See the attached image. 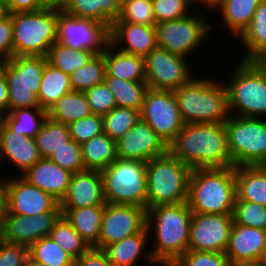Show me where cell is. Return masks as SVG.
<instances>
[{
	"instance_id": "obj_37",
	"label": "cell",
	"mask_w": 266,
	"mask_h": 266,
	"mask_svg": "<svg viewBox=\"0 0 266 266\" xmlns=\"http://www.w3.org/2000/svg\"><path fill=\"white\" fill-rule=\"evenodd\" d=\"M95 54L89 50L72 49L55 42L46 56L49 64L72 75L82 68Z\"/></svg>"
},
{
	"instance_id": "obj_8",
	"label": "cell",
	"mask_w": 266,
	"mask_h": 266,
	"mask_svg": "<svg viewBox=\"0 0 266 266\" xmlns=\"http://www.w3.org/2000/svg\"><path fill=\"white\" fill-rule=\"evenodd\" d=\"M101 174L106 203L147 209L145 161L117 158Z\"/></svg>"
},
{
	"instance_id": "obj_12",
	"label": "cell",
	"mask_w": 266,
	"mask_h": 266,
	"mask_svg": "<svg viewBox=\"0 0 266 266\" xmlns=\"http://www.w3.org/2000/svg\"><path fill=\"white\" fill-rule=\"evenodd\" d=\"M145 121L169 145L184 127L175 94L148 88L140 111Z\"/></svg>"
},
{
	"instance_id": "obj_26",
	"label": "cell",
	"mask_w": 266,
	"mask_h": 266,
	"mask_svg": "<svg viewBox=\"0 0 266 266\" xmlns=\"http://www.w3.org/2000/svg\"><path fill=\"white\" fill-rule=\"evenodd\" d=\"M105 76L128 81H145L144 57L120 51L110 42L104 50Z\"/></svg>"
},
{
	"instance_id": "obj_11",
	"label": "cell",
	"mask_w": 266,
	"mask_h": 266,
	"mask_svg": "<svg viewBox=\"0 0 266 266\" xmlns=\"http://www.w3.org/2000/svg\"><path fill=\"white\" fill-rule=\"evenodd\" d=\"M199 14V15H196ZM190 14L184 18L156 23L157 46L184 58L193 56L213 33V21L206 14ZM209 21H212L209 22ZM192 54V55H191Z\"/></svg>"
},
{
	"instance_id": "obj_54",
	"label": "cell",
	"mask_w": 266,
	"mask_h": 266,
	"mask_svg": "<svg viewBox=\"0 0 266 266\" xmlns=\"http://www.w3.org/2000/svg\"><path fill=\"white\" fill-rule=\"evenodd\" d=\"M0 113H9V89L3 74L0 76Z\"/></svg>"
},
{
	"instance_id": "obj_43",
	"label": "cell",
	"mask_w": 266,
	"mask_h": 266,
	"mask_svg": "<svg viewBox=\"0 0 266 266\" xmlns=\"http://www.w3.org/2000/svg\"><path fill=\"white\" fill-rule=\"evenodd\" d=\"M113 22H127L155 26L152 0H123L119 18Z\"/></svg>"
},
{
	"instance_id": "obj_18",
	"label": "cell",
	"mask_w": 266,
	"mask_h": 266,
	"mask_svg": "<svg viewBox=\"0 0 266 266\" xmlns=\"http://www.w3.org/2000/svg\"><path fill=\"white\" fill-rule=\"evenodd\" d=\"M4 177L7 212L33 216L53 210L60 202L51 194L30 184L21 175Z\"/></svg>"
},
{
	"instance_id": "obj_28",
	"label": "cell",
	"mask_w": 266,
	"mask_h": 266,
	"mask_svg": "<svg viewBox=\"0 0 266 266\" xmlns=\"http://www.w3.org/2000/svg\"><path fill=\"white\" fill-rule=\"evenodd\" d=\"M262 0H223L212 12L218 10L223 26L236 40L249 26L253 15Z\"/></svg>"
},
{
	"instance_id": "obj_31",
	"label": "cell",
	"mask_w": 266,
	"mask_h": 266,
	"mask_svg": "<svg viewBox=\"0 0 266 266\" xmlns=\"http://www.w3.org/2000/svg\"><path fill=\"white\" fill-rule=\"evenodd\" d=\"M239 39V40H238ZM243 46L240 60H251L261 54H266V0L257 7L249 26L237 38Z\"/></svg>"
},
{
	"instance_id": "obj_13",
	"label": "cell",
	"mask_w": 266,
	"mask_h": 266,
	"mask_svg": "<svg viewBox=\"0 0 266 266\" xmlns=\"http://www.w3.org/2000/svg\"><path fill=\"white\" fill-rule=\"evenodd\" d=\"M57 42L72 49L101 54L110 42L109 28L103 23L79 18L66 11L57 12Z\"/></svg>"
},
{
	"instance_id": "obj_42",
	"label": "cell",
	"mask_w": 266,
	"mask_h": 266,
	"mask_svg": "<svg viewBox=\"0 0 266 266\" xmlns=\"http://www.w3.org/2000/svg\"><path fill=\"white\" fill-rule=\"evenodd\" d=\"M102 118L104 133L117 142L140 120V111L116 106Z\"/></svg>"
},
{
	"instance_id": "obj_17",
	"label": "cell",
	"mask_w": 266,
	"mask_h": 266,
	"mask_svg": "<svg viewBox=\"0 0 266 266\" xmlns=\"http://www.w3.org/2000/svg\"><path fill=\"white\" fill-rule=\"evenodd\" d=\"M61 216L60 203L53 210L39 215L22 216L6 212L0 239L30 247L37 240L49 236Z\"/></svg>"
},
{
	"instance_id": "obj_9",
	"label": "cell",
	"mask_w": 266,
	"mask_h": 266,
	"mask_svg": "<svg viewBox=\"0 0 266 266\" xmlns=\"http://www.w3.org/2000/svg\"><path fill=\"white\" fill-rule=\"evenodd\" d=\"M224 125L233 167L266 165V119L229 116Z\"/></svg>"
},
{
	"instance_id": "obj_40",
	"label": "cell",
	"mask_w": 266,
	"mask_h": 266,
	"mask_svg": "<svg viewBox=\"0 0 266 266\" xmlns=\"http://www.w3.org/2000/svg\"><path fill=\"white\" fill-rule=\"evenodd\" d=\"M29 256L47 266H75V259L50 236L37 240L29 247Z\"/></svg>"
},
{
	"instance_id": "obj_23",
	"label": "cell",
	"mask_w": 266,
	"mask_h": 266,
	"mask_svg": "<svg viewBox=\"0 0 266 266\" xmlns=\"http://www.w3.org/2000/svg\"><path fill=\"white\" fill-rule=\"evenodd\" d=\"M4 159L17 168L19 175L36 164L41 156L35 138L22 136L11 131L4 123L0 127V172ZM3 161V162H2ZM4 163V164H2ZM2 164V165H1Z\"/></svg>"
},
{
	"instance_id": "obj_10",
	"label": "cell",
	"mask_w": 266,
	"mask_h": 266,
	"mask_svg": "<svg viewBox=\"0 0 266 266\" xmlns=\"http://www.w3.org/2000/svg\"><path fill=\"white\" fill-rule=\"evenodd\" d=\"M46 66L45 56H13L3 65L9 89V112L40 107L37 96Z\"/></svg>"
},
{
	"instance_id": "obj_51",
	"label": "cell",
	"mask_w": 266,
	"mask_h": 266,
	"mask_svg": "<svg viewBox=\"0 0 266 266\" xmlns=\"http://www.w3.org/2000/svg\"><path fill=\"white\" fill-rule=\"evenodd\" d=\"M13 57V32L11 14L0 21V60L8 61Z\"/></svg>"
},
{
	"instance_id": "obj_36",
	"label": "cell",
	"mask_w": 266,
	"mask_h": 266,
	"mask_svg": "<svg viewBox=\"0 0 266 266\" xmlns=\"http://www.w3.org/2000/svg\"><path fill=\"white\" fill-rule=\"evenodd\" d=\"M104 83L113 93L117 107L141 111L148 84L145 81H128L105 76Z\"/></svg>"
},
{
	"instance_id": "obj_56",
	"label": "cell",
	"mask_w": 266,
	"mask_h": 266,
	"mask_svg": "<svg viewBox=\"0 0 266 266\" xmlns=\"http://www.w3.org/2000/svg\"><path fill=\"white\" fill-rule=\"evenodd\" d=\"M0 174V230L3 226V222L5 219V215L7 212V205H6V193H5V185H4V176ZM3 176V177H2Z\"/></svg>"
},
{
	"instance_id": "obj_3",
	"label": "cell",
	"mask_w": 266,
	"mask_h": 266,
	"mask_svg": "<svg viewBox=\"0 0 266 266\" xmlns=\"http://www.w3.org/2000/svg\"><path fill=\"white\" fill-rule=\"evenodd\" d=\"M196 77L174 90L181 118L186 123H225L230 116L223 80Z\"/></svg>"
},
{
	"instance_id": "obj_57",
	"label": "cell",
	"mask_w": 266,
	"mask_h": 266,
	"mask_svg": "<svg viewBox=\"0 0 266 266\" xmlns=\"http://www.w3.org/2000/svg\"><path fill=\"white\" fill-rule=\"evenodd\" d=\"M263 74L266 79V55L261 54L250 60Z\"/></svg>"
},
{
	"instance_id": "obj_55",
	"label": "cell",
	"mask_w": 266,
	"mask_h": 266,
	"mask_svg": "<svg viewBox=\"0 0 266 266\" xmlns=\"http://www.w3.org/2000/svg\"><path fill=\"white\" fill-rule=\"evenodd\" d=\"M67 0H40V10L65 11Z\"/></svg>"
},
{
	"instance_id": "obj_16",
	"label": "cell",
	"mask_w": 266,
	"mask_h": 266,
	"mask_svg": "<svg viewBox=\"0 0 266 266\" xmlns=\"http://www.w3.org/2000/svg\"><path fill=\"white\" fill-rule=\"evenodd\" d=\"M232 224V214L193 213L188 250L225 253Z\"/></svg>"
},
{
	"instance_id": "obj_48",
	"label": "cell",
	"mask_w": 266,
	"mask_h": 266,
	"mask_svg": "<svg viewBox=\"0 0 266 266\" xmlns=\"http://www.w3.org/2000/svg\"><path fill=\"white\" fill-rule=\"evenodd\" d=\"M172 266H233L225 253L188 250Z\"/></svg>"
},
{
	"instance_id": "obj_22",
	"label": "cell",
	"mask_w": 266,
	"mask_h": 266,
	"mask_svg": "<svg viewBox=\"0 0 266 266\" xmlns=\"http://www.w3.org/2000/svg\"><path fill=\"white\" fill-rule=\"evenodd\" d=\"M110 43L120 51L145 57L157 47L155 26L113 22Z\"/></svg>"
},
{
	"instance_id": "obj_30",
	"label": "cell",
	"mask_w": 266,
	"mask_h": 266,
	"mask_svg": "<svg viewBox=\"0 0 266 266\" xmlns=\"http://www.w3.org/2000/svg\"><path fill=\"white\" fill-rule=\"evenodd\" d=\"M104 207L61 208V210L62 215L80 236L90 247H94L99 240Z\"/></svg>"
},
{
	"instance_id": "obj_62",
	"label": "cell",
	"mask_w": 266,
	"mask_h": 266,
	"mask_svg": "<svg viewBox=\"0 0 266 266\" xmlns=\"http://www.w3.org/2000/svg\"><path fill=\"white\" fill-rule=\"evenodd\" d=\"M5 61L0 60V76L3 74V65H4Z\"/></svg>"
},
{
	"instance_id": "obj_44",
	"label": "cell",
	"mask_w": 266,
	"mask_h": 266,
	"mask_svg": "<svg viewBox=\"0 0 266 266\" xmlns=\"http://www.w3.org/2000/svg\"><path fill=\"white\" fill-rule=\"evenodd\" d=\"M233 223L266 230V206L244 200H235Z\"/></svg>"
},
{
	"instance_id": "obj_2",
	"label": "cell",
	"mask_w": 266,
	"mask_h": 266,
	"mask_svg": "<svg viewBox=\"0 0 266 266\" xmlns=\"http://www.w3.org/2000/svg\"><path fill=\"white\" fill-rule=\"evenodd\" d=\"M192 215L188 202L147 208L146 228L154 236L150 252L158 266H172L188 251Z\"/></svg>"
},
{
	"instance_id": "obj_46",
	"label": "cell",
	"mask_w": 266,
	"mask_h": 266,
	"mask_svg": "<svg viewBox=\"0 0 266 266\" xmlns=\"http://www.w3.org/2000/svg\"><path fill=\"white\" fill-rule=\"evenodd\" d=\"M49 159L62 169L68 170L73 174L85 170L82 161L81 144L76 143L73 139L56 150Z\"/></svg>"
},
{
	"instance_id": "obj_53",
	"label": "cell",
	"mask_w": 266,
	"mask_h": 266,
	"mask_svg": "<svg viewBox=\"0 0 266 266\" xmlns=\"http://www.w3.org/2000/svg\"><path fill=\"white\" fill-rule=\"evenodd\" d=\"M8 14L40 10V0H8Z\"/></svg>"
},
{
	"instance_id": "obj_29",
	"label": "cell",
	"mask_w": 266,
	"mask_h": 266,
	"mask_svg": "<svg viewBox=\"0 0 266 266\" xmlns=\"http://www.w3.org/2000/svg\"><path fill=\"white\" fill-rule=\"evenodd\" d=\"M123 0H67L65 11L79 18L91 19L109 29L119 18Z\"/></svg>"
},
{
	"instance_id": "obj_47",
	"label": "cell",
	"mask_w": 266,
	"mask_h": 266,
	"mask_svg": "<svg viewBox=\"0 0 266 266\" xmlns=\"http://www.w3.org/2000/svg\"><path fill=\"white\" fill-rule=\"evenodd\" d=\"M68 127L71 139L78 144H82L93 139L96 135L104 133L103 118L95 114L76 120L68 125Z\"/></svg>"
},
{
	"instance_id": "obj_6",
	"label": "cell",
	"mask_w": 266,
	"mask_h": 266,
	"mask_svg": "<svg viewBox=\"0 0 266 266\" xmlns=\"http://www.w3.org/2000/svg\"><path fill=\"white\" fill-rule=\"evenodd\" d=\"M233 68L229 82H223L230 116L265 119L266 79L262 72L250 60L239 59Z\"/></svg>"
},
{
	"instance_id": "obj_52",
	"label": "cell",
	"mask_w": 266,
	"mask_h": 266,
	"mask_svg": "<svg viewBox=\"0 0 266 266\" xmlns=\"http://www.w3.org/2000/svg\"><path fill=\"white\" fill-rule=\"evenodd\" d=\"M75 266H113L103 250L91 247L75 260Z\"/></svg>"
},
{
	"instance_id": "obj_7",
	"label": "cell",
	"mask_w": 266,
	"mask_h": 266,
	"mask_svg": "<svg viewBox=\"0 0 266 266\" xmlns=\"http://www.w3.org/2000/svg\"><path fill=\"white\" fill-rule=\"evenodd\" d=\"M13 56H47L57 42V11L37 10L11 14Z\"/></svg>"
},
{
	"instance_id": "obj_20",
	"label": "cell",
	"mask_w": 266,
	"mask_h": 266,
	"mask_svg": "<svg viewBox=\"0 0 266 266\" xmlns=\"http://www.w3.org/2000/svg\"><path fill=\"white\" fill-rule=\"evenodd\" d=\"M266 247V230L232 224L225 255L233 266L257 264Z\"/></svg>"
},
{
	"instance_id": "obj_34",
	"label": "cell",
	"mask_w": 266,
	"mask_h": 266,
	"mask_svg": "<svg viewBox=\"0 0 266 266\" xmlns=\"http://www.w3.org/2000/svg\"><path fill=\"white\" fill-rule=\"evenodd\" d=\"M47 114L50 120L68 126L76 120L90 116L92 111L84 92L71 91L62 96Z\"/></svg>"
},
{
	"instance_id": "obj_15",
	"label": "cell",
	"mask_w": 266,
	"mask_h": 266,
	"mask_svg": "<svg viewBox=\"0 0 266 266\" xmlns=\"http://www.w3.org/2000/svg\"><path fill=\"white\" fill-rule=\"evenodd\" d=\"M146 215L147 209L143 207L106 203L99 240L93 248L103 250L108 245L140 233L146 227Z\"/></svg>"
},
{
	"instance_id": "obj_45",
	"label": "cell",
	"mask_w": 266,
	"mask_h": 266,
	"mask_svg": "<svg viewBox=\"0 0 266 266\" xmlns=\"http://www.w3.org/2000/svg\"><path fill=\"white\" fill-rule=\"evenodd\" d=\"M194 4V0H152L153 15L156 23L186 17L192 14L191 12L194 8L192 6Z\"/></svg>"
},
{
	"instance_id": "obj_58",
	"label": "cell",
	"mask_w": 266,
	"mask_h": 266,
	"mask_svg": "<svg viewBox=\"0 0 266 266\" xmlns=\"http://www.w3.org/2000/svg\"><path fill=\"white\" fill-rule=\"evenodd\" d=\"M223 0H197V6L200 5L201 8H204L206 11L212 12L214 8L219 5ZM208 9V10H207Z\"/></svg>"
},
{
	"instance_id": "obj_35",
	"label": "cell",
	"mask_w": 266,
	"mask_h": 266,
	"mask_svg": "<svg viewBox=\"0 0 266 266\" xmlns=\"http://www.w3.org/2000/svg\"><path fill=\"white\" fill-rule=\"evenodd\" d=\"M48 118L41 107L18 108L3 116V123L14 133L35 138Z\"/></svg>"
},
{
	"instance_id": "obj_61",
	"label": "cell",
	"mask_w": 266,
	"mask_h": 266,
	"mask_svg": "<svg viewBox=\"0 0 266 266\" xmlns=\"http://www.w3.org/2000/svg\"><path fill=\"white\" fill-rule=\"evenodd\" d=\"M257 264L259 266H266V247L264 248V251L262 252Z\"/></svg>"
},
{
	"instance_id": "obj_32",
	"label": "cell",
	"mask_w": 266,
	"mask_h": 266,
	"mask_svg": "<svg viewBox=\"0 0 266 266\" xmlns=\"http://www.w3.org/2000/svg\"><path fill=\"white\" fill-rule=\"evenodd\" d=\"M71 91L73 89L70 75L49 64L46 58V66L37 96L40 107L48 111L62 96Z\"/></svg>"
},
{
	"instance_id": "obj_64",
	"label": "cell",
	"mask_w": 266,
	"mask_h": 266,
	"mask_svg": "<svg viewBox=\"0 0 266 266\" xmlns=\"http://www.w3.org/2000/svg\"><path fill=\"white\" fill-rule=\"evenodd\" d=\"M240 266H259L258 264H247V265H240Z\"/></svg>"
},
{
	"instance_id": "obj_1",
	"label": "cell",
	"mask_w": 266,
	"mask_h": 266,
	"mask_svg": "<svg viewBox=\"0 0 266 266\" xmlns=\"http://www.w3.org/2000/svg\"><path fill=\"white\" fill-rule=\"evenodd\" d=\"M168 151L192 169L233 167L224 123H186Z\"/></svg>"
},
{
	"instance_id": "obj_19",
	"label": "cell",
	"mask_w": 266,
	"mask_h": 266,
	"mask_svg": "<svg viewBox=\"0 0 266 266\" xmlns=\"http://www.w3.org/2000/svg\"><path fill=\"white\" fill-rule=\"evenodd\" d=\"M117 157L149 161L168 152V145L142 119L116 142Z\"/></svg>"
},
{
	"instance_id": "obj_25",
	"label": "cell",
	"mask_w": 266,
	"mask_h": 266,
	"mask_svg": "<svg viewBox=\"0 0 266 266\" xmlns=\"http://www.w3.org/2000/svg\"><path fill=\"white\" fill-rule=\"evenodd\" d=\"M149 237L145 227L140 233L106 246L103 251L113 266H136L143 259L146 260L148 266H158L152 258L150 248L145 249L150 245Z\"/></svg>"
},
{
	"instance_id": "obj_49",
	"label": "cell",
	"mask_w": 266,
	"mask_h": 266,
	"mask_svg": "<svg viewBox=\"0 0 266 266\" xmlns=\"http://www.w3.org/2000/svg\"><path fill=\"white\" fill-rule=\"evenodd\" d=\"M92 114L104 116L117 106L113 93L103 82L85 92Z\"/></svg>"
},
{
	"instance_id": "obj_5",
	"label": "cell",
	"mask_w": 266,
	"mask_h": 266,
	"mask_svg": "<svg viewBox=\"0 0 266 266\" xmlns=\"http://www.w3.org/2000/svg\"><path fill=\"white\" fill-rule=\"evenodd\" d=\"M191 172V167L169 151L147 161V208L187 202Z\"/></svg>"
},
{
	"instance_id": "obj_50",
	"label": "cell",
	"mask_w": 266,
	"mask_h": 266,
	"mask_svg": "<svg viewBox=\"0 0 266 266\" xmlns=\"http://www.w3.org/2000/svg\"><path fill=\"white\" fill-rule=\"evenodd\" d=\"M29 247L0 239V266H25Z\"/></svg>"
},
{
	"instance_id": "obj_59",
	"label": "cell",
	"mask_w": 266,
	"mask_h": 266,
	"mask_svg": "<svg viewBox=\"0 0 266 266\" xmlns=\"http://www.w3.org/2000/svg\"><path fill=\"white\" fill-rule=\"evenodd\" d=\"M8 15L6 3L0 0V21Z\"/></svg>"
},
{
	"instance_id": "obj_27",
	"label": "cell",
	"mask_w": 266,
	"mask_h": 266,
	"mask_svg": "<svg viewBox=\"0 0 266 266\" xmlns=\"http://www.w3.org/2000/svg\"><path fill=\"white\" fill-rule=\"evenodd\" d=\"M236 199L266 206V165L235 167Z\"/></svg>"
},
{
	"instance_id": "obj_24",
	"label": "cell",
	"mask_w": 266,
	"mask_h": 266,
	"mask_svg": "<svg viewBox=\"0 0 266 266\" xmlns=\"http://www.w3.org/2000/svg\"><path fill=\"white\" fill-rule=\"evenodd\" d=\"M72 175L49 158H41L21 174L30 184L51 194L59 202L67 194Z\"/></svg>"
},
{
	"instance_id": "obj_63",
	"label": "cell",
	"mask_w": 266,
	"mask_h": 266,
	"mask_svg": "<svg viewBox=\"0 0 266 266\" xmlns=\"http://www.w3.org/2000/svg\"><path fill=\"white\" fill-rule=\"evenodd\" d=\"M3 114L2 113H0V127H1V124L3 123Z\"/></svg>"
},
{
	"instance_id": "obj_41",
	"label": "cell",
	"mask_w": 266,
	"mask_h": 266,
	"mask_svg": "<svg viewBox=\"0 0 266 266\" xmlns=\"http://www.w3.org/2000/svg\"><path fill=\"white\" fill-rule=\"evenodd\" d=\"M104 52L94 55L82 68L70 75L73 91L85 92L95 85L101 84L105 79Z\"/></svg>"
},
{
	"instance_id": "obj_39",
	"label": "cell",
	"mask_w": 266,
	"mask_h": 266,
	"mask_svg": "<svg viewBox=\"0 0 266 266\" xmlns=\"http://www.w3.org/2000/svg\"><path fill=\"white\" fill-rule=\"evenodd\" d=\"M49 236L75 260L91 248L63 215L54 224Z\"/></svg>"
},
{
	"instance_id": "obj_21",
	"label": "cell",
	"mask_w": 266,
	"mask_h": 266,
	"mask_svg": "<svg viewBox=\"0 0 266 266\" xmlns=\"http://www.w3.org/2000/svg\"><path fill=\"white\" fill-rule=\"evenodd\" d=\"M103 178L101 171L84 170L72 175L61 208H83L105 206Z\"/></svg>"
},
{
	"instance_id": "obj_33",
	"label": "cell",
	"mask_w": 266,
	"mask_h": 266,
	"mask_svg": "<svg viewBox=\"0 0 266 266\" xmlns=\"http://www.w3.org/2000/svg\"><path fill=\"white\" fill-rule=\"evenodd\" d=\"M81 152L85 170L102 171L118 158L116 141L105 133L82 143Z\"/></svg>"
},
{
	"instance_id": "obj_14",
	"label": "cell",
	"mask_w": 266,
	"mask_h": 266,
	"mask_svg": "<svg viewBox=\"0 0 266 266\" xmlns=\"http://www.w3.org/2000/svg\"><path fill=\"white\" fill-rule=\"evenodd\" d=\"M190 62L157 46L144 57L148 88L174 91L187 84L195 76Z\"/></svg>"
},
{
	"instance_id": "obj_38",
	"label": "cell",
	"mask_w": 266,
	"mask_h": 266,
	"mask_svg": "<svg viewBox=\"0 0 266 266\" xmlns=\"http://www.w3.org/2000/svg\"><path fill=\"white\" fill-rule=\"evenodd\" d=\"M71 140L69 127L46 119L40 132L35 137L41 158H50L51 155Z\"/></svg>"
},
{
	"instance_id": "obj_4",
	"label": "cell",
	"mask_w": 266,
	"mask_h": 266,
	"mask_svg": "<svg viewBox=\"0 0 266 266\" xmlns=\"http://www.w3.org/2000/svg\"><path fill=\"white\" fill-rule=\"evenodd\" d=\"M235 199V167L192 169L187 201L192 213L232 214Z\"/></svg>"
},
{
	"instance_id": "obj_60",
	"label": "cell",
	"mask_w": 266,
	"mask_h": 266,
	"mask_svg": "<svg viewBox=\"0 0 266 266\" xmlns=\"http://www.w3.org/2000/svg\"><path fill=\"white\" fill-rule=\"evenodd\" d=\"M25 266H47L46 264L37 262L35 260H33L30 256H28Z\"/></svg>"
}]
</instances>
